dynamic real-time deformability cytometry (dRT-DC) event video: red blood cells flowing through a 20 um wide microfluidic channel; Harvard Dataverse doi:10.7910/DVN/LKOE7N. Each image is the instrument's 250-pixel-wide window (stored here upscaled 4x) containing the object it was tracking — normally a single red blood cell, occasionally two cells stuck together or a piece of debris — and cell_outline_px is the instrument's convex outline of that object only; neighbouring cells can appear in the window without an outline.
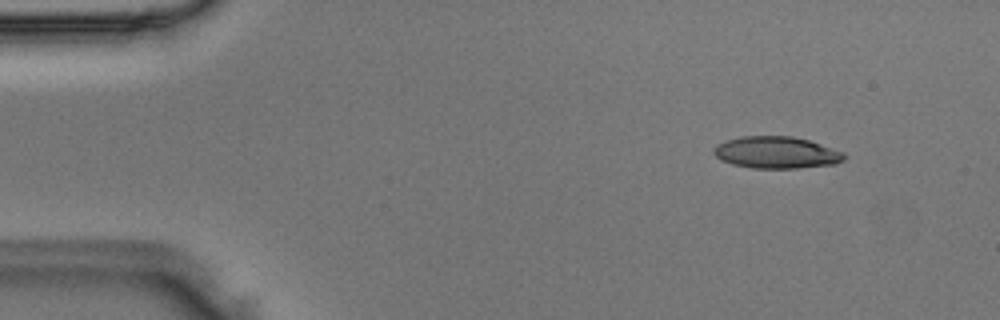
{"species": "Egyptian fruit bat (a non-hibernating species)", "species_latin": "Rousettus aegyptiacus", "temperature_condition": "room temperature", "stored_images_in_passage": 45, "camera_frame_rate_fps": 3000, "um_per_image_px": 0.085, "animal": {"sex": "male"}, "frame": {"image": 1, "passage_image": 1, "time_ms": 0.0, "image_size_px": [1000, 320], "cell_outline_px": [[844, 160], [836, 164], [796, 168], [752, 168], [732, 164], [720, 160], [712, 152], [712, 148], [716, 144], [724, 140], [740, 136], [792, 136], [808, 140], [844, 152]], "centroid_in_image_um": [65.94, 12.96], "position_along_channel_um": 19.1, "area_um2": 24.39}}
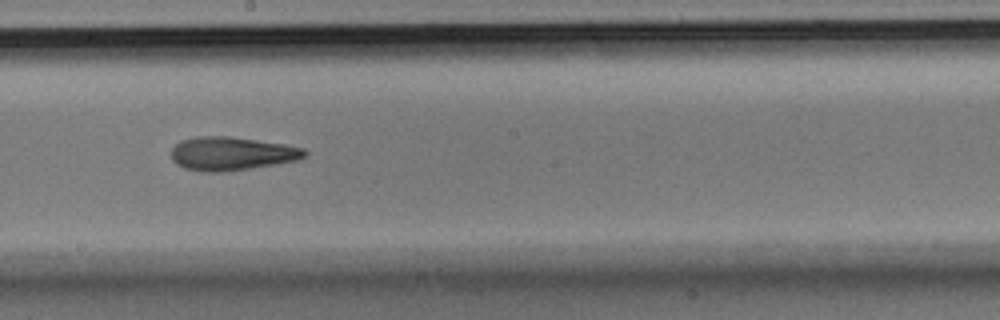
{"frame": {"image": 2, "passage_image": 23, "time_ms": 7.333, "image_size_px": [1000, 320], "cell_outline_px": [[308, 156], [300, 160], [276, 164], [220, 172], [204, 172], [184, 168], [176, 164], [172, 160], [172, 148], [180, 140], [196, 136], [228, 136], [284, 144], [304, 148], [308, 152]], "centroid_in_image_um": [19.7, 13.05], "position_along_channel_um": 228.5, "area_um2": 26.13}}
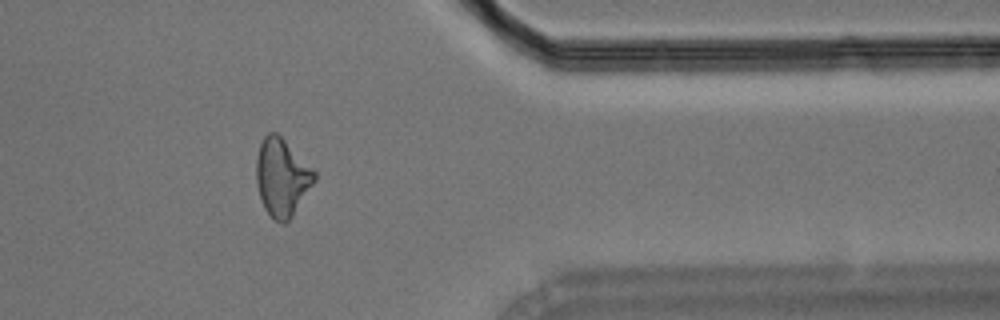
{"frame": {"image": 3, "passage_image": 36, "time_ms": 11.667, "image_size_px": [1000, 320], "cell_outline_px": [[316, 180], [292, 216], [284, 224], [276, 220], [264, 208], [256, 184], [256, 156], [260, 144], [264, 136], [268, 132], [276, 132], [316, 172]], "centroid_in_image_um": [23.95, 15.06], "position_along_channel_um": 387.5, "area_um2": 25.95}}